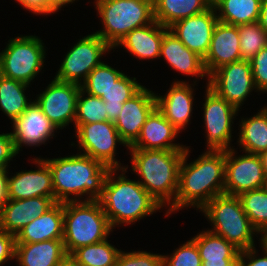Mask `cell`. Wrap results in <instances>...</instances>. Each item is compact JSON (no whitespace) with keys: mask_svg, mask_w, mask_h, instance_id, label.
Segmentation results:
<instances>
[{"mask_svg":"<svg viewBox=\"0 0 267 266\" xmlns=\"http://www.w3.org/2000/svg\"><path fill=\"white\" fill-rule=\"evenodd\" d=\"M190 149L186 146L175 202L165 210V217L189 207L200 211L215 196L224 193L225 151L206 150L188 163Z\"/></svg>","mask_w":267,"mask_h":266,"instance_id":"1","label":"cell"},{"mask_svg":"<svg viewBox=\"0 0 267 266\" xmlns=\"http://www.w3.org/2000/svg\"><path fill=\"white\" fill-rule=\"evenodd\" d=\"M52 173L56 202L98 200L110 168L90 156L78 153L42 158ZM85 196V199H83Z\"/></svg>","mask_w":267,"mask_h":266,"instance_id":"2","label":"cell"},{"mask_svg":"<svg viewBox=\"0 0 267 266\" xmlns=\"http://www.w3.org/2000/svg\"><path fill=\"white\" fill-rule=\"evenodd\" d=\"M126 166L108 171L103 194L98 199L113 230L119 226L133 225L165 209L146 191L137 178L132 180L127 177L129 166Z\"/></svg>","mask_w":267,"mask_h":266,"instance_id":"3","label":"cell"},{"mask_svg":"<svg viewBox=\"0 0 267 266\" xmlns=\"http://www.w3.org/2000/svg\"><path fill=\"white\" fill-rule=\"evenodd\" d=\"M130 167L138 182L164 208L174 202L179 186V169L185 150L127 149Z\"/></svg>","mask_w":267,"mask_h":266,"instance_id":"4","label":"cell"},{"mask_svg":"<svg viewBox=\"0 0 267 266\" xmlns=\"http://www.w3.org/2000/svg\"><path fill=\"white\" fill-rule=\"evenodd\" d=\"M63 242L67 254L99 243L114 231L99 200L63 202Z\"/></svg>","mask_w":267,"mask_h":266,"instance_id":"5","label":"cell"},{"mask_svg":"<svg viewBox=\"0 0 267 266\" xmlns=\"http://www.w3.org/2000/svg\"><path fill=\"white\" fill-rule=\"evenodd\" d=\"M199 212L210 223L211 228L207 230L222 236L240 251L257 246L255 238H258V231L245 214L238 196L217 195Z\"/></svg>","mask_w":267,"mask_h":266,"instance_id":"6","label":"cell"},{"mask_svg":"<svg viewBox=\"0 0 267 266\" xmlns=\"http://www.w3.org/2000/svg\"><path fill=\"white\" fill-rule=\"evenodd\" d=\"M93 6L103 27L94 33L113 51L129 32L154 21L153 5L143 0H95Z\"/></svg>","mask_w":267,"mask_h":266,"instance_id":"7","label":"cell"},{"mask_svg":"<svg viewBox=\"0 0 267 266\" xmlns=\"http://www.w3.org/2000/svg\"><path fill=\"white\" fill-rule=\"evenodd\" d=\"M46 48L43 40L35 35L10 38L0 52V74L31 86L44 69Z\"/></svg>","mask_w":267,"mask_h":266,"instance_id":"8","label":"cell"},{"mask_svg":"<svg viewBox=\"0 0 267 266\" xmlns=\"http://www.w3.org/2000/svg\"><path fill=\"white\" fill-rule=\"evenodd\" d=\"M73 126L75 142L78 143L76 144L78 153L90 156L110 169L127 167L116 159L117 146L122 145L126 149L128 147L121 140L114 122L107 120L88 124H74Z\"/></svg>","mask_w":267,"mask_h":266,"instance_id":"9","label":"cell"},{"mask_svg":"<svg viewBox=\"0 0 267 266\" xmlns=\"http://www.w3.org/2000/svg\"><path fill=\"white\" fill-rule=\"evenodd\" d=\"M203 96V122L206 150L226 151L232 146L233 124L240 112L235 106L219 96L208 85ZM236 118V119H235Z\"/></svg>","mask_w":267,"mask_h":266,"instance_id":"10","label":"cell"},{"mask_svg":"<svg viewBox=\"0 0 267 266\" xmlns=\"http://www.w3.org/2000/svg\"><path fill=\"white\" fill-rule=\"evenodd\" d=\"M65 53L54 79L81 85L89 73L97 67L113 49L97 34L80 36L78 42Z\"/></svg>","mask_w":267,"mask_h":266,"instance_id":"11","label":"cell"},{"mask_svg":"<svg viewBox=\"0 0 267 266\" xmlns=\"http://www.w3.org/2000/svg\"><path fill=\"white\" fill-rule=\"evenodd\" d=\"M237 148L225 151L224 193L239 196L241 193L263 187L266 179L260 154L243 152L237 155Z\"/></svg>","mask_w":267,"mask_h":266,"instance_id":"12","label":"cell"},{"mask_svg":"<svg viewBox=\"0 0 267 266\" xmlns=\"http://www.w3.org/2000/svg\"><path fill=\"white\" fill-rule=\"evenodd\" d=\"M208 86L239 111L253 91L260 94L255 87L251 65L247 60L236 61L215 70L209 76Z\"/></svg>","mask_w":267,"mask_h":266,"instance_id":"13","label":"cell"},{"mask_svg":"<svg viewBox=\"0 0 267 266\" xmlns=\"http://www.w3.org/2000/svg\"><path fill=\"white\" fill-rule=\"evenodd\" d=\"M81 86L52 79L44 91L36 95L34 101L43 114L58 130L75 123L77 99Z\"/></svg>","mask_w":267,"mask_h":266,"instance_id":"14","label":"cell"},{"mask_svg":"<svg viewBox=\"0 0 267 266\" xmlns=\"http://www.w3.org/2000/svg\"><path fill=\"white\" fill-rule=\"evenodd\" d=\"M11 125L14 147L18 154L23 151L21 150L23 146L25 148L40 147L43 144L46 146L58 132L35 101Z\"/></svg>","mask_w":267,"mask_h":266,"instance_id":"15","label":"cell"},{"mask_svg":"<svg viewBox=\"0 0 267 266\" xmlns=\"http://www.w3.org/2000/svg\"><path fill=\"white\" fill-rule=\"evenodd\" d=\"M31 161V164L35 165L34 170L21 169V171L11 173L8 169L7 189L9 200L35 197L54 198L52 173L49 165L40 156L34 157Z\"/></svg>","mask_w":267,"mask_h":266,"instance_id":"16","label":"cell"},{"mask_svg":"<svg viewBox=\"0 0 267 266\" xmlns=\"http://www.w3.org/2000/svg\"><path fill=\"white\" fill-rule=\"evenodd\" d=\"M181 80L174 79L165 95L155 93L157 109L180 133L191 124L196 92L194 88L197 86L190 84L189 79L188 82Z\"/></svg>","mask_w":267,"mask_h":266,"instance_id":"17","label":"cell"},{"mask_svg":"<svg viewBox=\"0 0 267 266\" xmlns=\"http://www.w3.org/2000/svg\"><path fill=\"white\" fill-rule=\"evenodd\" d=\"M156 108L155 91L145 85L123 107L114 122L121 140L130 147L138 138L147 117Z\"/></svg>","mask_w":267,"mask_h":266,"instance_id":"18","label":"cell"},{"mask_svg":"<svg viewBox=\"0 0 267 266\" xmlns=\"http://www.w3.org/2000/svg\"><path fill=\"white\" fill-rule=\"evenodd\" d=\"M214 6L197 15L179 20L169 27L178 39L203 59L208 53L213 31L218 22Z\"/></svg>","mask_w":267,"mask_h":266,"instance_id":"19","label":"cell"},{"mask_svg":"<svg viewBox=\"0 0 267 266\" xmlns=\"http://www.w3.org/2000/svg\"><path fill=\"white\" fill-rule=\"evenodd\" d=\"M160 57L166 61L173 71L175 70L184 76L195 77L193 79L194 84H197V81L200 79L202 80V78L203 80L207 79L206 86L209 84V76L206 73L203 58L188 49L178 37L166 27H164Z\"/></svg>","mask_w":267,"mask_h":266,"instance_id":"20","label":"cell"},{"mask_svg":"<svg viewBox=\"0 0 267 266\" xmlns=\"http://www.w3.org/2000/svg\"><path fill=\"white\" fill-rule=\"evenodd\" d=\"M179 134L156 107L147 117L137 140L128 149L186 150V144L176 140Z\"/></svg>","mask_w":267,"mask_h":266,"instance_id":"21","label":"cell"},{"mask_svg":"<svg viewBox=\"0 0 267 266\" xmlns=\"http://www.w3.org/2000/svg\"><path fill=\"white\" fill-rule=\"evenodd\" d=\"M242 60L238 27L218 21L203 59L208 76L220 67Z\"/></svg>","mask_w":267,"mask_h":266,"instance_id":"22","label":"cell"},{"mask_svg":"<svg viewBox=\"0 0 267 266\" xmlns=\"http://www.w3.org/2000/svg\"><path fill=\"white\" fill-rule=\"evenodd\" d=\"M56 203L53 197L7 200L0 207V229L16 236L33 219L43 215Z\"/></svg>","mask_w":267,"mask_h":266,"instance_id":"23","label":"cell"},{"mask_svg":"<svg viewBox=\"0 0 267 266\" xmlns=\"http://www.w3.org/2000/svg\"><path fill=\"white\" fill-rule=\"evenodd\" d=\"M63 229V203L56 202L43 215L33 219L20 230L15 236V244L63 240Z\"/></svg>","mask_w":267,"mask_h":266,"instance_id":"24","label":"cell"},{"mask_svg":"<svg viewBox=\"0 0 267 266\" xmlns=\"http://www.w3.org/2000/svg\"><path fill=\"white\" fill-rule=\"evenodd\" d=\"M164 36V26L157 21L129 32L114 49L118 47L129 52L140 60L152 61L160 58L161 43Z\"/></svg>","mask_w":267,"mask_h":266,"instance_id":"25","label":"cell"},{"mask_svg":"<svg viewBox=\"0 0 267 266\" xmlns=\"http://www.w3.org/2000/svg\"><path fill=\"white\" fill-rule=\"evenodd\" d=\"M63 240L15 244L14 260L18 266H58L66 255Z\"/></svg>","mask_w":267,"mask_h":266,"instance_id":"26","label":"cell"},{"mask_svg":"<svg viewBox=\"0 0 267 266\" xmlns=\"http://www.w3.org/2000/svg\"><path fill=\"white\" fill-rule=\"evenodd\" d=\"M236 142L239 150L250 154L267 151V111L262 107L253 116L241 117Z\"/></svg>","mask_w":267,"mask_h":266,"instance_id":"27","label":"cell"},{"mask_svg":"<svg viewBox=\"0 0 267 266\" xmlns=\"http://www.w3.org/2000/svg\"><path fill=\"white\" fill-rule=\"evenodd\" d=\"M211 5L206 0H157L154 20L169 28L175 22L207 10Z\"/></svg>","mask_w":267,"mask_h":266,"instance_id":"28","label":"cell"},{"mask_svg":"<svg viewBox=\"0 0 267 266\" xmlns=\"http://www.w3.org/2000/svg\"><path fill=\"white\" fill-rule=\"evenodd\" d=\"M30 85L9 79L0 74V111L11 120V123L32 104V100L27 98L26 90Z\"/></svg>","mask_w":267,"mask_h":266,"instance_id":"29","label":"cell"},{"mask_svg":"<svg viewBox=\"0 0 267 266\" xmlns=\"http://www.w3.org/2000/svg\"><path fill=\"white\" fill-rule=\"evenodd\" d=\"M262 0H218L213 6L218 21L230 25L258 22Z\"/></svg>","mask_w":267,"mask_h":266,"instance_id":"30","label":"cell"},{"mask_svg":"<svg viewBox=\"0 0 267 266\" xmlns=\"http://www.w3.org/2000/svg\"><path fill=\"white\" fill-rule=\"evenodd\" d=\"M204 229L191 237L202 261H239V249L222 236Z\"/></svg>","mask_w":267,"mask_h":266,"instance_id":"31","label":"cell"},{"mask_svg":"<svg viewBox=\"0 0 267 266\" xmlns=\"http://www.w3.org/2000/svg\"><path fill=\"white\" fill-rule=\"evenodd\" d=\"M136 77L123 74L113 85L100 97L105 103L107 120L115 122L119 116L123 103L134 96L141 88Z\"/></svg>","mask_w":267,"mask_h":266,"instance_id":"32","label":"cell"},{"mask_svg":"<svg viewBox=\"0 0 267 266\" xmlns=\"http://www.w3.org/2000/svg\"><path fill=\"white\" fill-rule=\"evenodd\" d=\"M105 239L99 243L79 247L71 255L81 266H115L121 249Z\"/></svg>","mask_w":267,"mask_h":266,"instance_id":"33","label":"cell"},{"mask_svg":"<svg viewBox=\"0 0 267 266\" xmlns=\"http://www.w3.org/2000/svg\"><path fill=\"white\" fill-rule=\"evenodd\" d=\"M123 74V71L113 68L106 61H102L89 73L80 86L84 92L101 97Z\"/></svg>","mask_w":267,"mask_h":266,"instance_id":"34","label":"cell"},{"mask_svg":"<svg viewBox=\"0 0 267 266\" xmlns=\"http://www.w3.org/2000/svg\"><path fill=\"white\" fill-rule=\"evenodd\" d=\"M243 210L254 228L259 231L267 226V194L263 188L250 190L238 196Z\"/></svg>","mask_w":267,"mask_h":266,"instance_id":"35","label":"cell"},{"mask_svg":"<svg viewBox=\"0 0 267 266\" xmlns=\"http://www.w3.org/2000/svg\"><path fill=\"white\" fill-rule=\"evenodd\" d=\"M237 27L241 58L250 61L263 47L267 46V32L258 22L238 25Z\"/></svg>","mask_w":267,"mask_h":266,"instance_id":"36","label":"cell"},{"mask_svg":"<svg viewBox=\"0 0 267 266\" xmlns=\"http://www.w3.org/2000/svg\"><path fill=\"white\" fill-rule=\"evenodd\" d=\"M104 101L97 96L86 94L82 89L77 99L74 124H88L107 121Z\"/></svg>","mask_w":267,"mask_h":266,"instance_id":"37","label":"cell"},{"mask_svg":"<svg viewBox=\"0 0 267 266\" xmlns=\"http://www.w3.org/2000/svg\"><path fill=\"white\" fill-rule=\"evenodd\" d=\"M163 256V266H202V260L196 243L190 238L171 254Z\"/></svg>","mask_w":267,"mask_h":266,"instance_id":"38","label":"cell"},{"mask_svg":"<svg viewBox=\"0 0 267 266\" xmlns=\"http://www.w3.org/2000/svg\"><path fill=\"white\" fill-rule=\"evenodd\" d=\"M163 254L139 250H121L115 266H163Z\"/></svg>","mask_w":267,"mask_h":266,"instance_id":"39","label":"cell"},{"mask_svg":"<svg viewBox=\"0 0 267 266\" xmlns=\"http://www.w3.org/2000/svg\"><path fill=\"white\" fill-rule=\"evenodd\" d=\"M249 62L256 89L260 94H267V46L263 47Z\"/></svg>","mask_w":267,"mask_h":266,"instance_id":"40","label":"cell"},{"mask_svg":"<svg viewBox=\"0 0 267 266\" xmlns=\"http://www.w3.org/2000/svg\"><path fill=\"white\" fill-rule=\"evenodd\" d=\"M18 153L14 147V141L12 133H2L0 134V169H10V163L13 158H16Z\"/></svg>","mask_w":267,"mask_h":266,"instance_id":"41","label":"cell"},{"mask_svg":"<svg viewBox=\"0 0 267 266\" xmlns=\"http://www.w3.org/2000/svg\"><path fill=\"white\" fill-rule=\"evenodd\" d=\"M15 236L0 229V266L14 260Z\"/></svg>","mask_w":267,"mask_h":266,"instance_id":"42","label":"cell"},{"mask_svg":"<svg viewBox=\"0 0 267 266\" xmlns=\"http://www.w3.org/2000/svg\"><path fill=\"white\" fill-rule=\"evenodd\" d=\"M259 251L256 247L240 251L239 266H267V254L258 255Z\"/></svg>","mask_w":267,"mask_h":266,"instance_id":"43","label":"cell"},{"mask_svg":"<svg viewBox=\"0 0 267 266\" xmlns=\"http://www.w3.org/2000/svg\"><path fill=\"white\" fill-rule=\"evenodd\" d=\"M15 2L33 15L46 16V0H15Z\"/></svg>","mask_w":267,"mask_h":266,"instance_id":"44","label":"cell"},{"mask_svg":"<svg viewBox=\"0 0 267 266\" xmlns=\"http://www.w3.org/2000/svg\"><path fill=\"white\" fill-rule=\"evenodd\" d=\"M77 0H46V15L49 16L61 11V8L68 6L70 3L75 4ZM79 1V0H78Z\"/></svg>","mask_w":267,"mask_h":266,"instance_id":"45","label":"cell"},{"mask_svg":"<svg viewBox=\"0 0 267 266\" xmlns=\"http://www.w3.org/2000/svg\"><path fill=\"white\" fill-rule=\"evenodd\" d=\"M8 169H0V207L8 200Z\"/></svg>","mask_w":267,"mask_h":266,"instance_id":"46","label":"cell"},{"mask_svg":"<svg viewBox=\"0 0 267 266\" xmlns=\"http://www.w3.org/2000/svg\"><path fill=\"white\" fill-rule=\"evenodd\" d=\"M258 23L267 32V0H262Z\"/></svg>","mask_w":267,"mask_h":266,"instance_id":"47","label":"cell"},{"mask_svg":"<svg viewBox=\"0 0 267 266\" xmlns=\"http://www.w3.org/2000/svg\"><path fill=\"white\" fill-rule=\"evenodd\" d=\"M257 236H259V247L261 248L263 253L267 254V226L260 229L257 233Z\"/></svg>","mask_w":267,"mask_h":266,"instance_id":"48","label":"cell"},{"mask_svg":"<svg viewBox=\"0 0 267 266\" xmlns=\"http://www.w3.org/2000/svg\"><path fill=\"white\" fill-rule=\"evenodd\" d=\"M202 266H239V261H202Z\"/></svg>","mask_w":267,"mask_h":266,"instance_id":"49","label":"cell"},{"mask_svg":"<svg viewBox=\"0 0 267 266\" xmlns=\"http://www.w3.org/2000/svg\"><path fill=\"white\" fill-rule=\"evenodd\" d=\"M58 266H81L78 261L71 255L66 254L59 262Z\"/></svg>","mask_w":267,"mask_h":266,"instance_id":"50","label":"cell"},{"mask_svg":"<svg viewBox=\"0 0 267 266\" xmlns=\"http://www.w3.org/2000/svg\"><path fill=\"white\" fill-rule=\"evenodd\" d=\"M260 156L262 158V162H263V165H264L265 174L267 176V151L261 153Z\"/></svg>","mask_w":267,"mask_h":266,"instance_id":"51","label":"cell"},{"mask_svg":"<svg viewBox=\"0 0 267 266\" xmlns=\"http://www.w3.org/2000/svg\"><path fill=\"white\" fill-rule=\"evenodd\" d=\"M263 189H264V191L266 192V194H267V176H266V179H265V181H264V184H263V187H262Z\"/></svg>","mask_w":267,"mask_h":266,"instance_id":"52","label":"cell"},{"mask_svg":"<svg viewBox=\"0 0 267 266\" xmlns=\"http://www.w3.org/2000/svg\"><path fill=\"white\" fill-rule=\"evenodd\" d=\"M211 6H213L218 0H206Z\"/></svg>","mask_w":267,"mask_h":266,"instance_id":"53","label":"cell"},{"mask_svg":"<svg viewBox=\"0 0 267 266\" xmlns=\"http://www.w3.org/2000/svg\"><path fill=\"white\" fill-rule=\"evenodd\" d=\"M143 1H147V2H149L151 5H155L156 4V2H157V0H143Z\"/></svg>","mask_w":267,"mask_h":266,"instance_id":"54","label":"cell"}]
</instances>
